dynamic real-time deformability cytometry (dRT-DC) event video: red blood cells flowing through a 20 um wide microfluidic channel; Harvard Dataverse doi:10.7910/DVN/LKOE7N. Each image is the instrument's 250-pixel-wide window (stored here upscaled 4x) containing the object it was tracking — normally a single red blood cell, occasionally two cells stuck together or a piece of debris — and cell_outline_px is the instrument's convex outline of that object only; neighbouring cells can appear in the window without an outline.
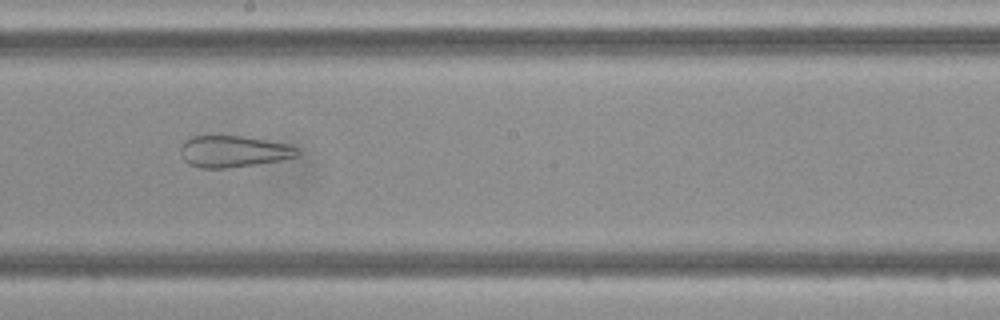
{"species": "Egyptian fruit bat (a non-hibernating species)", "species_latin": "Rousettus aegyptiacus", "temperature_condition": "cold", "stored_images_in_passage": 49, "camera_frame_rate_fps": 3000, "um_per_image_px": 0.085, "frame": {"image": 1, "passage_image": 27, "time_ms": 8.667, "image_size_px": [1000, 320], "cell_outline_px": [[300, 152], [296, 156], [280, 160], [256, 164], [228, 168], [200, 168], [188, 164], [184, 160], [180, 152], [180, 148], [184, 140], [192, 136], [240, 136], [288, 144], [296, 148]], "centroid_in_image_um": [19.79, 12.88], "position_along_channel_um": 228.4, "area_um2": 21.33}}
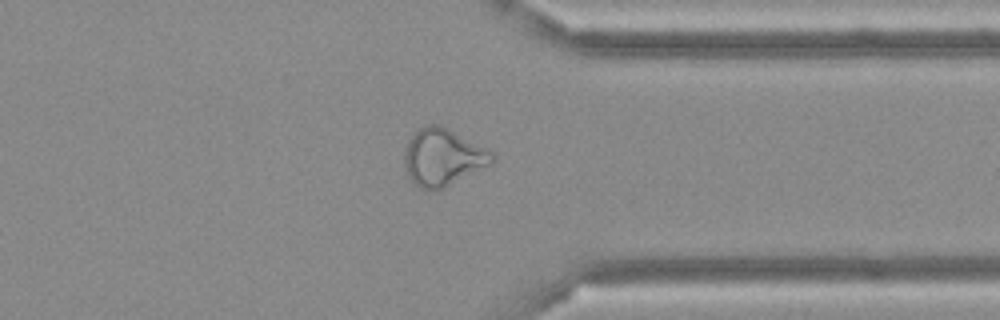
{"frame": {"image": 2, "passage_image": 38, "time_ms": 12.333, "image_size_px": [1000, 320], "cell_outline_px": [[496, 160], [444, 188], [420, 188], [412, 180], [404, 168], [404, 156], [408, 144], [412, 136], [420, 128], [428, 124], [440, 124], [496, 152]], "centroid_in_image_um": [37.68, 13.33], "position_along_channel_um": 373.7, "area_um2": 28.78}}
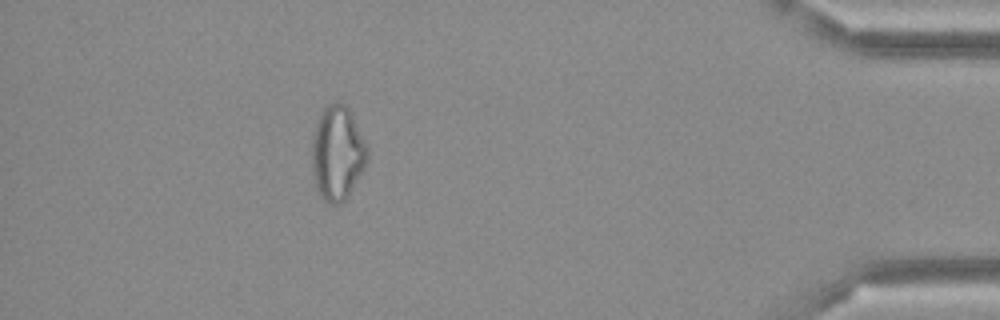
{"frame": {"image": 3, "passage_image": 44, "time_ms": 14.333, "image_size_px": [1000, 320], "cell_outline_px": [[368, 160], [348, 196], [340, 204], [328, 204], [320, 196], [316, 188], [312, 172], [312, 136], [320, 112], [328, 104], [344, 104], [348, 108], [368, 144]], "centroid_in_image_um": [28.67, 13.04], "position_along_channel_um": 406.5, "area_um2": 30.58}}